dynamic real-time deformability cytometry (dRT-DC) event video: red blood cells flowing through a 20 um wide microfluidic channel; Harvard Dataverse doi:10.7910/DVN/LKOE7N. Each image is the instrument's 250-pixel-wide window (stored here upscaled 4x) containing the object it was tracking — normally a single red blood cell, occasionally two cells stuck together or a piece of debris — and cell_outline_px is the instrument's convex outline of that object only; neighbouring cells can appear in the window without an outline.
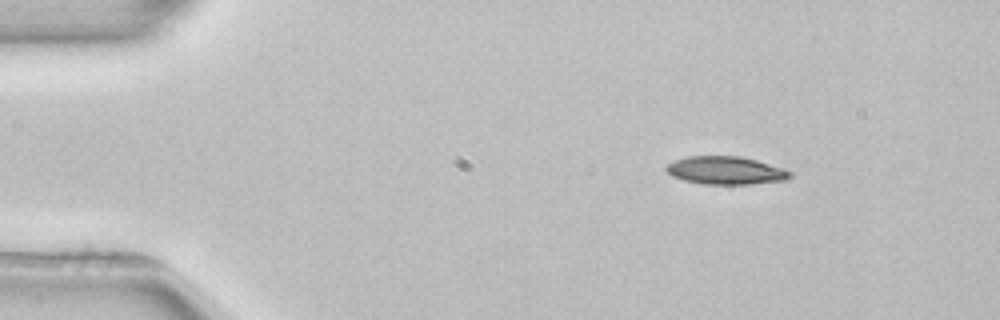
{"species": "common noctule bat (a hibernating species)", "species_latin": "Nyctalus noctula", "temperature_condition": "room temperature", "stored_images_in_passage": 3, "camera_frame_rate_fps": 3000, "um_per_image_px": 0.085, "animal": {"sex": "female", "body_mass_g": 22.7, "forearm_length_mm": 54.2}, "frame": {"image": 1, "passage_image": 1, "time_ms": 0.0, "image_size_px": [1000, 320], "cell_outline_px": [[792, 176], [788, 180], [752, 184], [704, 184], [684, 180], [672, 176], [664, 168], [668, 164], [676, 160], [688, 156], [740, 156], [756, 160], [784, 168], [792, 172]], "centroid_in_image_um": [61.73, 14.49], "position_along_channel_um": 23.3, "area_um2": 20.23}}
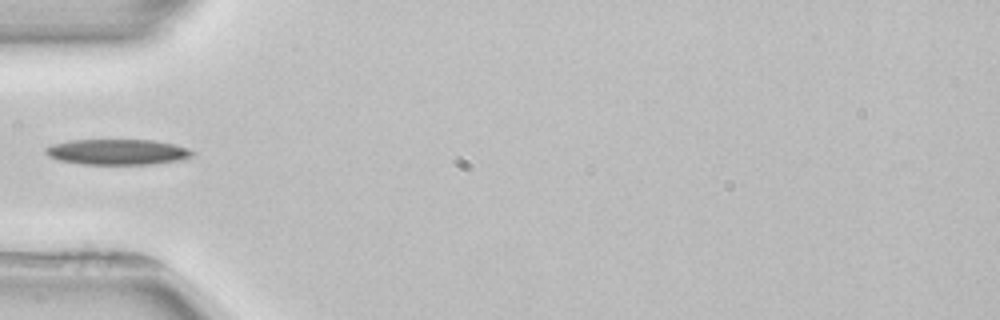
{"frame": {"image": 2, "passage_image": 3, "time_ms": 3.333, "image_size_px": [1000, 320], "cell_outline_px": [[192, 156], [180, 160], [152, 164], [84, 164], [60, 160], [48, 156], [44, 152], [44, 148], [52, 144], [72, 140], [152, 140], [172, 144], [188, 148], [192, 152]], "centroid_in_image_um": [9.94, 12.91], "position_along_channel_um": 75.1, "area_um2": 21.68}}